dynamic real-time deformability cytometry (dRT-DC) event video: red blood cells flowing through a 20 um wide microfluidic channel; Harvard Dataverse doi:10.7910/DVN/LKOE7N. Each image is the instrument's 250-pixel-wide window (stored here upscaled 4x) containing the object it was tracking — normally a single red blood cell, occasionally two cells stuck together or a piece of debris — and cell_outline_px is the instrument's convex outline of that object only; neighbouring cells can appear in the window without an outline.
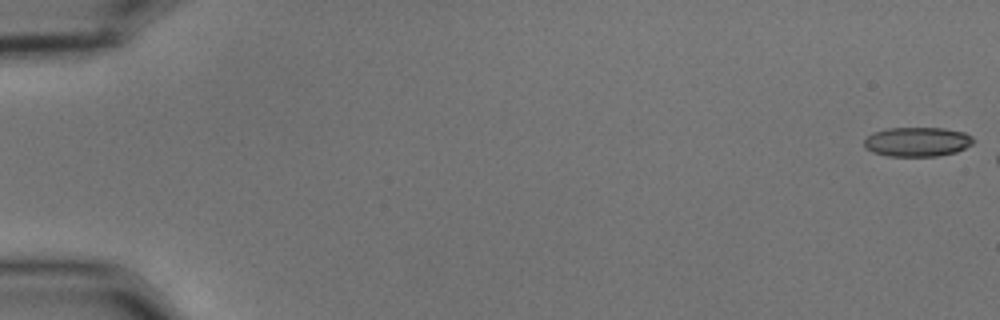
{"species": "common noctule bat (a hibernating species)", "species_latin": "Nyctalus noctula", "temperature_condition": "cold", "stored_images_in_passage": 7, "camera_frame_rate_fps": 3000, "um_per_image_px": 0.085, "animal": {"sex": "male", "body_mass_g": 15.6}, "frame": {"image": 1, "passage_image": 1, "time_ms": 0.0, "image_size_px": [1000, 320], "cell_outline_px": [[976, 140], [972, 144], [956, 152], [936, 156], [888, 156], [872, 152], [864, 148], [864, 140], [872, 132], [888, 128], [944, 128], [964, 132], [972, 136]], "centroid_in_image_um": [77.96, 12.05], "position_along_channel_um": 7.0, "area_um2": 18.84}}